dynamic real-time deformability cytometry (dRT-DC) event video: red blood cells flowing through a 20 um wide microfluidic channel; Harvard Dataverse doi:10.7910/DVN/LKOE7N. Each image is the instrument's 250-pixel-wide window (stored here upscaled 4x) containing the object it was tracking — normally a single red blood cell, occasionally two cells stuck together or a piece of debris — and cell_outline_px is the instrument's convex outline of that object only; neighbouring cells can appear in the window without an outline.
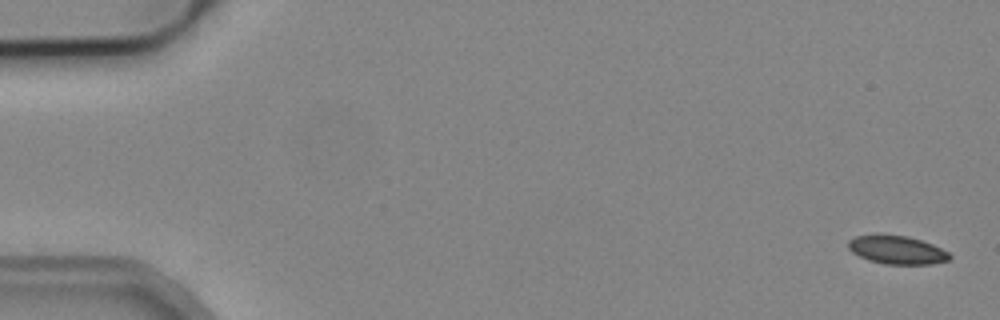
{"species": "common noctule bat (a hibernating species)", "species_latin": "Nyctalus noctula", "temperature_condition": "cold", "stored_images_in_passage": 4, "camera_frame_rate_fps": 3000, "um_per_image_px": 0.085, "animal": {"sex": "male", "body_mass_g": 19.2, "forearm_length_mm": 51.8}, "frame": {"image": 1, "passage_image": 1, "time_ms": 0.0, "image_size_px": [1000, 320], "cell_outline_px": [[952, 256], [948, 260], [932, 264], [884, 264], [868, 260], [852, 252], [848, 248], [848, 240], [856, 236], [904, 236], [920, 240], [932, 244], [948, 252]], "centroid_in_image_um": [76.25, 21.27], "position_along_channel_um": 8.8, "area_um2": 16.3}}